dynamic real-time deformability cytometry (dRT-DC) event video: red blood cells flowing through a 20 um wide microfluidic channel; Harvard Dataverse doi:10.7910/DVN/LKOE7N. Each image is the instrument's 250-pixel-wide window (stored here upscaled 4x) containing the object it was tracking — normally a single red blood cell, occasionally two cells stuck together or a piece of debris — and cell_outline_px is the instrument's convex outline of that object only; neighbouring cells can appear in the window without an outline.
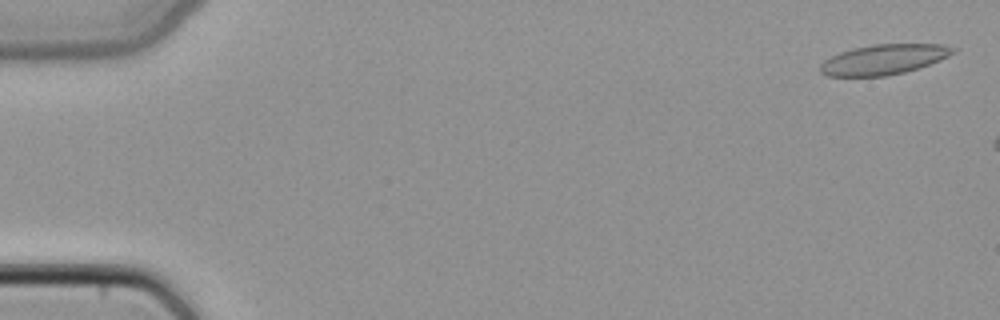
{"species": "common noctule bat (a hibernating species)", "species_latin": "Nyctalus noctula", "temperature_condition": "cold", "stored_images_in_passage": 8, "camera_frame_rate_fps": 3000, "um_per_image_px": 0.085, "animal": {"sex": "female", "body_mass_g": 22.7, "forearm_length_mm": 54.2}, "frame": {"image": 1, "passage_image": 2, "time_ms": 0.333, "image_size_px": [1000, 320], "cell_outline_px": [[960, 48], [956, 52], [940, 60], [920, 68], [904, 72], [884, 76], [828, 76], [820, 72], [820, 64], [824, 60], [840, 52], [852, 48], [872, 44], [944, 44]], "centroid_in_image_um": [75.17, 5.04], "position_along_channel_um": 9.8, "area_um2": 23.52}}